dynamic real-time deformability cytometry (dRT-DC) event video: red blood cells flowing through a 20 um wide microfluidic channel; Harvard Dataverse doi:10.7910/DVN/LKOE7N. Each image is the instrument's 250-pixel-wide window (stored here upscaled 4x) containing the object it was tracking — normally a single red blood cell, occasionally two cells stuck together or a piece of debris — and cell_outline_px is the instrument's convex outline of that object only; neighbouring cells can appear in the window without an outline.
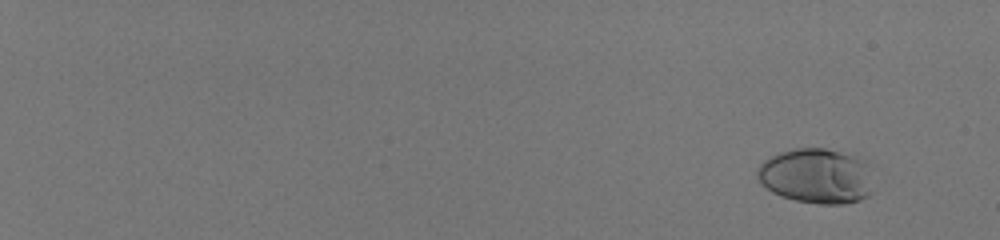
{"species": "human", "species_latin": "Homo sapiens", "temperature_condition": "room temperature", "stored_images_in_passage": 56, "camera_frame_rate_fps": 3000, "um_per_image_px": 0.085, "donor": {"sex": "male"}, "frame": {"image": 1, "passage_image": 2, "time_ms": 0.333, "image_size_px": [1000, 240], "cell_outline_px": [[868, 196], [860, 200], [844, 204], [820, 204], [796, 200], [780, 196], [772, 192], [756, 176], [756, 172], [760, 164], [764, 160], [780, 152], [792, 148], [824, 148], [852, 156], [864, 160], [868, 192]], "centroid_in_image_um": [69.28, 14.96], "position_along_channel_um": 15.7, "area_um2": 36.24}}
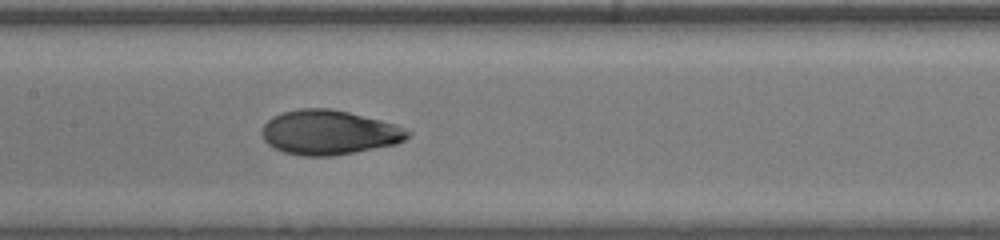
{"frame": {"image": 2, "passage_image": 33, "time_ms": 10.667, "image_size_px": [1000, 240], "cell_outline_px": [[412, 132], [404, 140], [396, 144], [332, 156], [300, 156], [284, 152], [268, 144], [264, 140], [260, 132], [264, 124], [272, 116], [284, 112], [300, 108], [328, 108], [348, 112], [396, 124]], "centroid_in_image_um": [27.94, 11.25], "position_along_channel_um": 179.5, "area_um2": 37.74}}
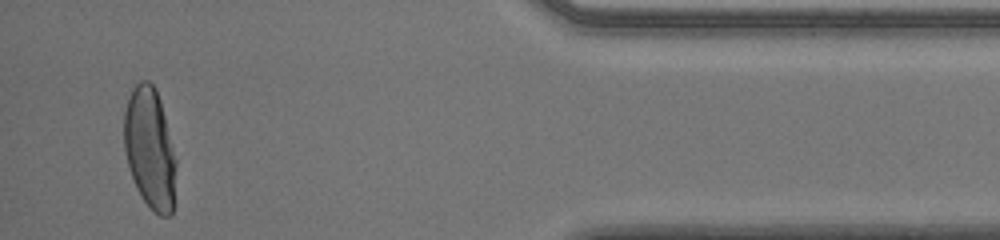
{"frame": {"image": 3, "passage_image": 54, "time_ms": 17.667, "image_size_px": [1000, 240], "cell_outline_px": [[176, 168], [172, 212], [168, 216], [160, 216], [140, 196], [136, 188], [128, 164], [124, 148], [124, 112], [132, 88], [140, 80], [148, 80], [156, 88], [160, 100], [176, 160]], "centroid_in_image_um": [12.73, 12.59], "position_along_channel_um": 422.5, "area_um2": 36.3}, "authors_computed_cell_mechanics": {"area_um2": 36.992, "velocity_mm_per_s": 4.0133, "shape_relaxation_time_tau1_ms": 5.3283, "shape_relaxation_time_tau2_ms": null, "deformation_change_tau1": 0.2453, "deformation_change_tau2": null}}